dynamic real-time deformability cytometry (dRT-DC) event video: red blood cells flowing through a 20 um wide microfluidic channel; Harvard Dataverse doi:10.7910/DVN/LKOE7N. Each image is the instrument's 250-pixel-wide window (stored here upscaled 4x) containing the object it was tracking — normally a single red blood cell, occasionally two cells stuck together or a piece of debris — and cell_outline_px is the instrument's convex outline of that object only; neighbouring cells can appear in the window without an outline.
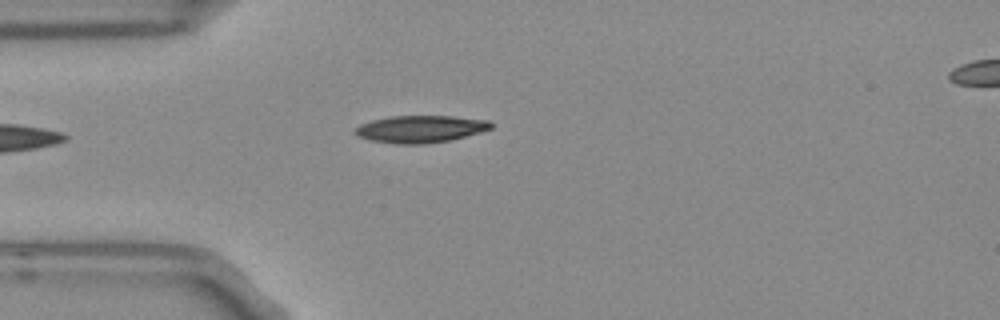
{"species": "Egyptian fruit bat (a non-hibernating species)", "species_latin": "Rousettus aegyptiacus", "temperature_condition": "room temperature", "stored_images_in_passage": 4, "camera_frame_rate_fps": 3000, "um_per_image_px": 0.085, "frame": {"image": 1, "passage_image": 4, "time_ms": 1.0, "image_size_px": [1000, 320], "cell_outline_px": [[492, 128], [480, 132], [448, 140], [424, 144], [396, 144], [368, 140], [356, 136], [352, 132], [360, 124], [372, 120], [392, 116], [452, 116], [488, 120], [492, 124]], "centroid_in_image_um": [35.67, 10.97], "position_along_channel_um": 49.3, "area_um2": 21.5}}